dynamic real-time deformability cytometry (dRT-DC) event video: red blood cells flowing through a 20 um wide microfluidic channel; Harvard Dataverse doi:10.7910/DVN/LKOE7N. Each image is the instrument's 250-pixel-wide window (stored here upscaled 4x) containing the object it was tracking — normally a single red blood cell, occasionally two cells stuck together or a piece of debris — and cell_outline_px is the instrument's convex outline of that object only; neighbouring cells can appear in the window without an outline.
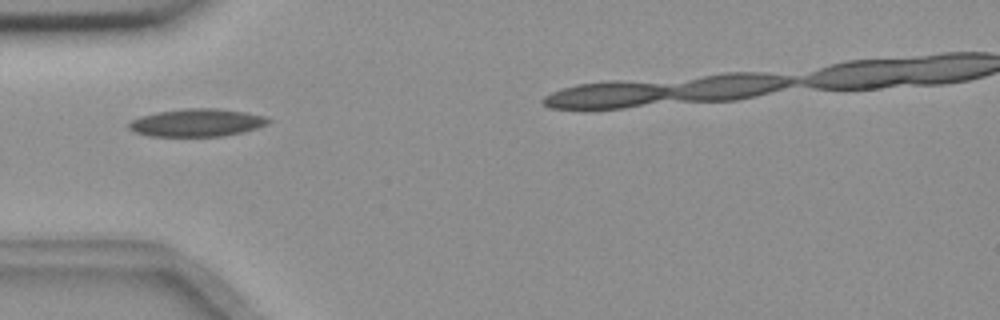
{"species": "common noctule bat (a hibernating species)", "species_latin": "Nyctalus noctula", "temperature_condition": "room temperature", "stored_images_in_passage": 3, "camera_frame_rate_fps": 3000, "um_per_image_px": 0.085, "animal": {"sex": "female", "body_mass_g": 18.4}, "frame": {"image": 1, "passage_image": 2, "time_ms": 0.333, "image_size_px": [1000, 320], "cell_outline_px": [[272, 120], [268, 124], [244, 132], [224, 136], [148, 136], [136, 132], [128, 128], [128, 124], [132, 120], [140, 116], [156, 112], [184, 108], [216, 108], [244, 112], [264, 116]], "centroid_in_image_um": [16.73, 10.42], "position_along_channel_um": 68.3, "area_um2": 22.6}}